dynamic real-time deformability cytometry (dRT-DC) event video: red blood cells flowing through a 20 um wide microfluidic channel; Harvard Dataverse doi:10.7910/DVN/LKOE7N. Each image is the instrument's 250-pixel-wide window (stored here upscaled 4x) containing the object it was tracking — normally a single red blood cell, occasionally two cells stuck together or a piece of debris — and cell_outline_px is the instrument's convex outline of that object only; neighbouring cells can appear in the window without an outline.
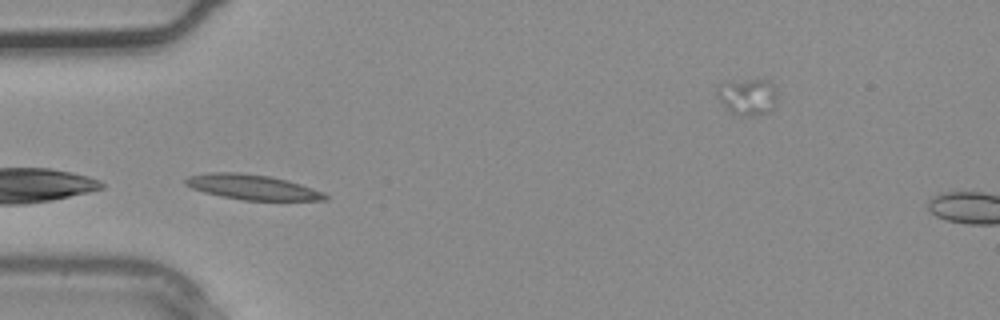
{"species": "common noctule bat (a hibernating species)", "species_latin": "Nyctalus noctula", "temperature_condition": "warm", "stored_images_in_passage": 3, "camera_frame_rate_fps": 3000, "um_per_image_px": 0.085, "animal": {"sex": "male", "body_mass_g": 20.4}, "frame": {"image": 1, "passage_image": 3, "time_ms": 0.667, "image_size_px": [1000, 320], "cell_outline_px": [[328, 200], [244, 200], [204, 192], [192, 188], [184, 184], [184, 180], [188, 176], [208, 172], [240, 172], [268, 176], [288, 180], [324, 192], [328, 196]], "centroid_in_image_um": [21.44, 15.89], "position_along_channel_um": 63.6, "area_um2": 20.29}}